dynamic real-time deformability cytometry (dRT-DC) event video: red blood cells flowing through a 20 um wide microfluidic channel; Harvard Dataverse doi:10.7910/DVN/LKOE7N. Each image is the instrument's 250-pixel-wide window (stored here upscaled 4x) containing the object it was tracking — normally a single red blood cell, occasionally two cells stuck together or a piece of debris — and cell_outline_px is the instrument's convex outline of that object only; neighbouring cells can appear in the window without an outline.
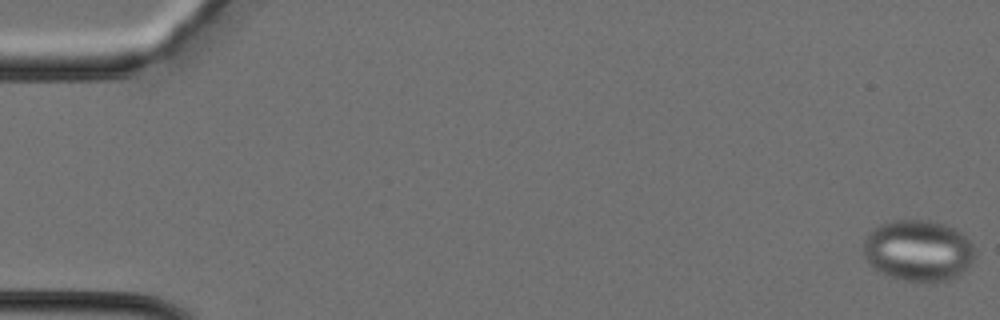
{"species": "Egyptian fruit bat (a non-hibernating species)", "species_latin": "Rousettus aegyptiacus", "temperature_condition": "cold", "stored_images_in_passage": 37, "camera_frame_rate_fps": 3000, "um_per_image_px": 0.085, "animal": {"sex": "female"}, "frame": {"image": 1, "passage_image": 1, "time_ms": 0.0, "image_size_px": [1000, 320], "cell_outline_px": [[972, 264], [968, 268], [952, 280], [932, 284], [904, 280], [888, 276], [880, 272], [864, 256], [864, 240], [868, 232], [872, 228], [880, 224], [892, 220], [928, 220], [948, 224], [960, 232], [972, 244]], "centroid_in_image_um": [78.05, 21.31], "position_along_channel_um": 6.9, "area_um2": 40.17}}
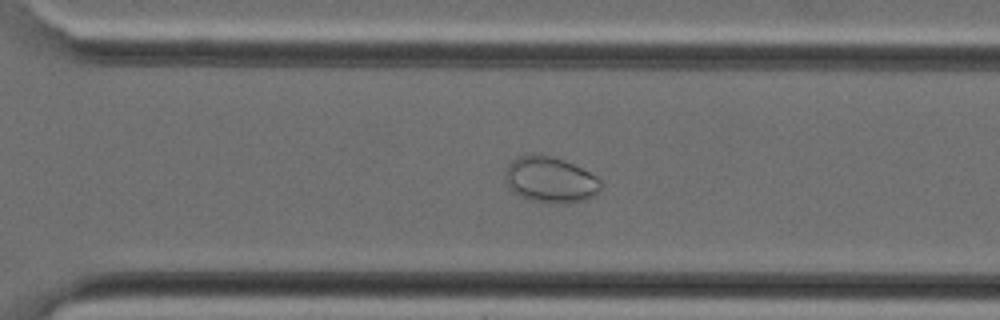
{"frame": {"image": 2, "passage_image": 27, "time_ms": 8.667, "image_size_px": [1000, 320], "cell_outline_px": [[600, 192], [584, 200], [564, 204], [548, 204], [528, 200], [512, 192], [508, 188], [504, 180], [504, 172], [508, 164], [516, 156], [532, 152], [552, 156], [564, 160], [596, 176], [600, 180]], "centroid_in_image_um": [46.7, 15.28], "position_along_channel_um": 323.9, "area_um2": 26.24}}
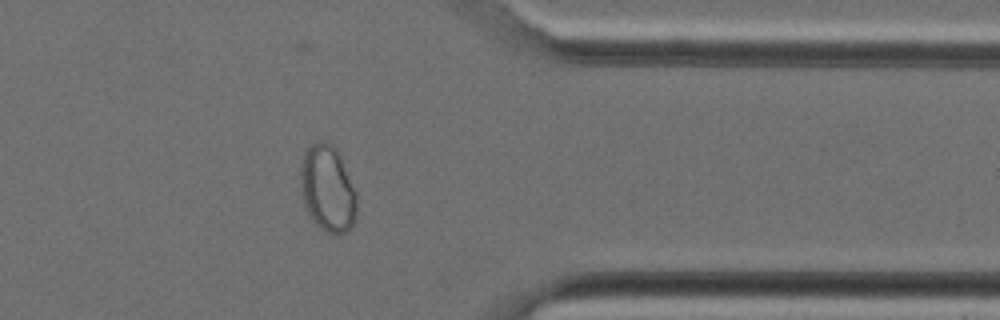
{"frame": {"image": 3, "passage_image": 31, "time_ms": 10.0, "image_size_px": [1000, 320], "cell_outline_px": [[356, 220], [348, 232], [328, 232], [320, 228], [308, 216], [304, 208], [300, 188], [300, 168], [304, 152], [312, 144], [320, 140], [324, 140], [332, 144], [336, 148], [340, 156], [356, 192]], "centroid_in_image_um": [27.82, 16.03], "position_along_channel_um": 383.6, "area_um2": 28.61}}